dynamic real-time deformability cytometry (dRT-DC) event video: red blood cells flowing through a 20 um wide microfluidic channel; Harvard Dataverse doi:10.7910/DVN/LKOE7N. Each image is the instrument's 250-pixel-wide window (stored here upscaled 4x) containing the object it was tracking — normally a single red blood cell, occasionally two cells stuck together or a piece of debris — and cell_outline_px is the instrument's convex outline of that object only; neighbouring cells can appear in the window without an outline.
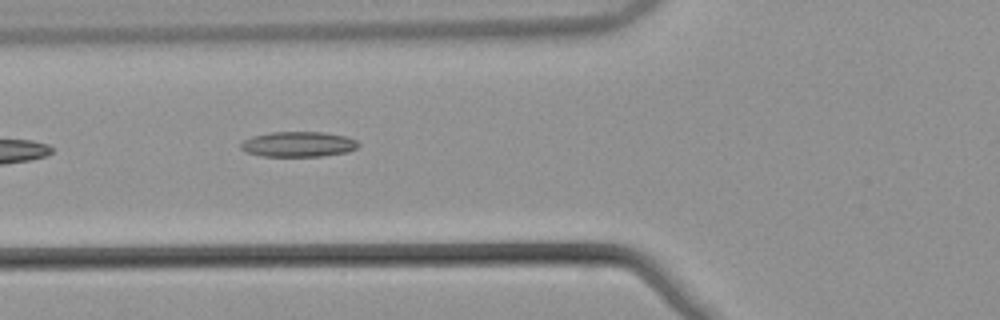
{"species": "common noctule bat (a hibernating species)", "species_latin": "Nyctalus noctula", "temperature_condition": "warm", "stored_images_in_passage": 37, "camera_frame_rate_fps": 3000, "um_per_image_px": 0.085, "animal": {"sex": "male", "body_mass_g": 21.5, "forearm_length_mm": 52.0}, "frame": {"image": 1, "passage_image": 4, "time_ms": 1.0, "image_size_px": [1000, 320], "cell_outline_px": [[360, 144], [356, 148], [348, 152], [320, 156], [260, 156], [248, 152], [240, 148], [240, 144], [244, 140], [252, 136], [272, 132], [324, 132], [348, 136], [356, 140]], "centroid_in_image_um": [25.38, 12.25], "position_along_channel_um": 100.4, "area_um2": 17.34}}
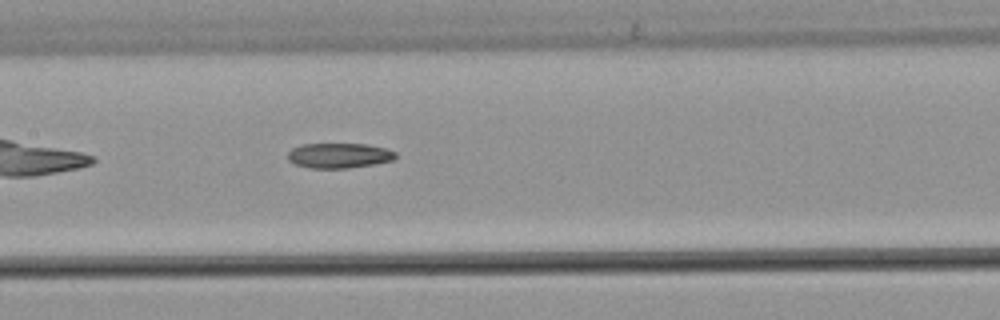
{"frame": {"image": 2, "passage_image": 10, "time_ms": 3.0, "image_size_px": [1000, 320], "cell_outline_px": [[396, 156], [392, 160], [372, 164], [348, 168], [308, 168], [296, 164], [288, 160], [288, 152], [292, 148], [300, 144], [364, 144], [384, 148], [396, 152]], "centroid_in_image_um": [28.77, 13.22], "position_along_channel_um": 178.6, "area_um2": 15.61}}
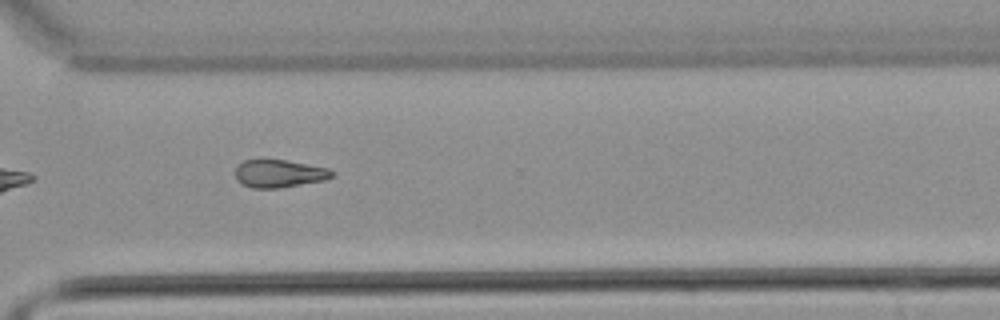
{"frame": {"image": 3, "passage_image": 23, "time_ms": 7.333, "image_size_px": [1000, 320], "cell_outline_px": [[336, 176], [324, 180], [280, 188], [252, 188], [240, 184], [236, 180], [236, 168], [244, 160], [284, 160], [328, 168], [336, 172]], "centroid_in_image_um": [23.75, 14.77], "position_along_channel_um": 346.8, "area_um2": 15.66}}